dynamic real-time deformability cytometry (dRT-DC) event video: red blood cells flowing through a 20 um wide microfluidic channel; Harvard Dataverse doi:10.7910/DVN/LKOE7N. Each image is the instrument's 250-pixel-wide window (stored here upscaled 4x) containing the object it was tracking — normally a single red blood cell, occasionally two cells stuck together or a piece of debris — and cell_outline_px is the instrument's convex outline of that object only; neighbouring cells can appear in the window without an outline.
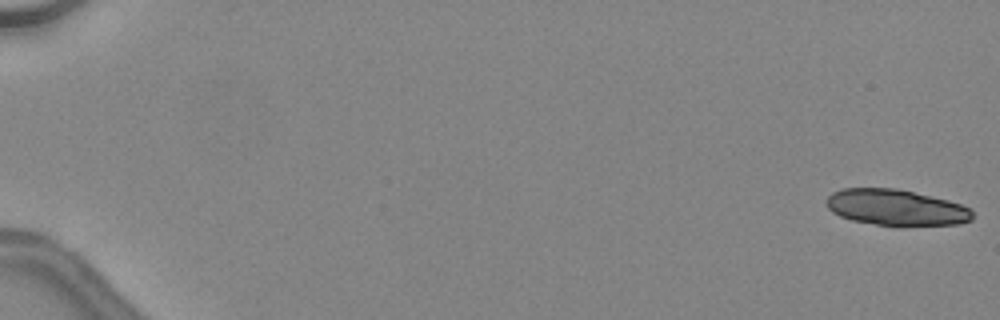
{"species": "common noctule bat (a hibernating species)", "species_latin": "Nyctalus noctula", "temperature_condition": "warm", "stored_images_in_passage": 34, "camera_frame_rate_fps": 3000, "um_per_image_px": 0.085, "animal": {"sex": "female", "body_mass_g": 24.6, "forearm_length_mm": 56.2}, "frame": {"image": 1, "passage_image": 1, "time_ms": 0.0, "image_size_px": [1000, 320], "cell_outline_px": [[972, 220], [960, 224], [876, 224], [852, 220], [840, 216], [832, 212], [828, 208], [824, 200], [832, 192], [844, 188], [896, 188], [948, 200], [960, 204], [968, 208], [972, 212]], "centroid_in_image_um": [76.11, 17.61], "position_along_channel_um": 8.9, "area_um2": 30.11}}